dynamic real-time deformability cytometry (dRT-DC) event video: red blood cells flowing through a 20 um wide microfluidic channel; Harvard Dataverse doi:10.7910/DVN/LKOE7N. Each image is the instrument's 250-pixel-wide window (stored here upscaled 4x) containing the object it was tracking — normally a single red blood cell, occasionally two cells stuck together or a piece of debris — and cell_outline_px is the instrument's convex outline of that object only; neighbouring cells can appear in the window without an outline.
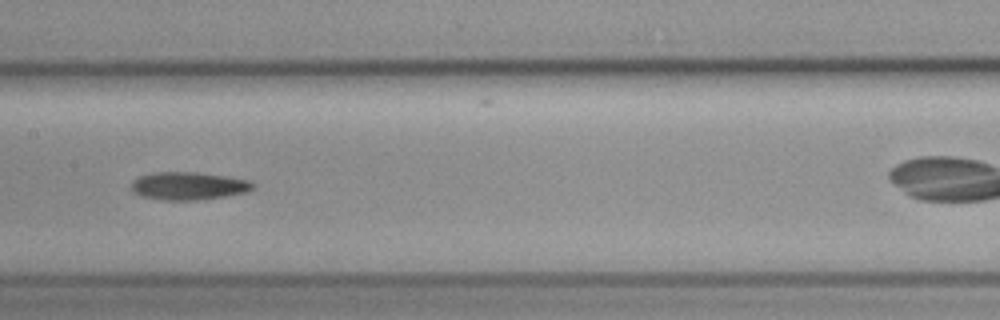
{"species": "common noctule bat (a hibernating species)", "species_latin": "Nyctalus noctula", "temperature_condition": "cold", "stored_images_in_passage": 8, "camera_frame_rate_fps": 3000, "um_per_image_px": 0.085, "animal": {"sex": "female", "body_mass_g": 19.3, "forearm_length_mm": 54.1}, "frame": {"image": 1, "passage_image": 5, "time_ms": 4.667, "image_size_px": [1000, 320], "cell_outline_px": [[256, 184], [248, 192], [224, 196], [196, 200], [160, 200], [144, 196], [132, 192], [132, 180], [140, 176], [152, 172], [196, 172], [224, 176], [248, 180]], "centroid_in_image_um": [16.0, 15.8], "position_along_channel_um": 191.4, "area_um2": 19.65}}